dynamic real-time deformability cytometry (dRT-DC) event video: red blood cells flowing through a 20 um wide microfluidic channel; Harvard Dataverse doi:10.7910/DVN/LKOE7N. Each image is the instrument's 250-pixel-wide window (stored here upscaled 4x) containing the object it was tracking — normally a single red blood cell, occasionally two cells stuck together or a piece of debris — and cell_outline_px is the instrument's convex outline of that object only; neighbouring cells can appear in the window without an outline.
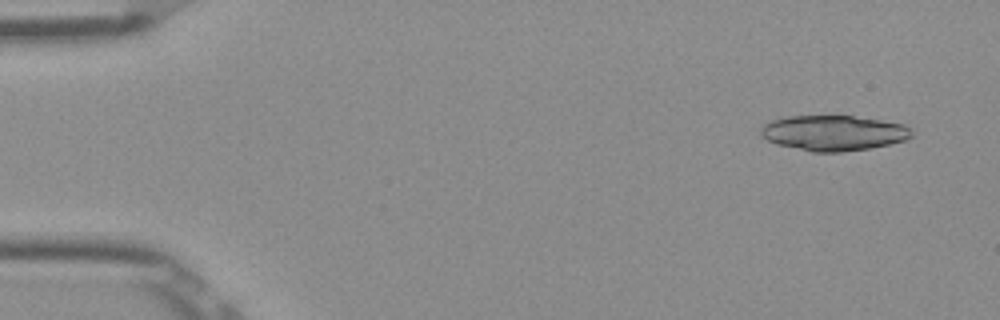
{"species": "Egyptian fruit bat (a non-hibernating species)", "species_latin": "Rousettus aegyptiacus", "temperature_condition": "room temperature", "stored_images_in_passage": 16, "camera_frame_rate_fps": 3000, "um_per_image_px": 0.085, "frame": {"image": 1, "passage_image": 3, "time_ms": 0.667, "image_size_px": [1000, 320], "cell_outline_px": [[912, 136], [908, 140], [868, 148], [840, 152], [812, 152], [776, 144], [760, 136], [760, 128], [768, 120], [788, 116], [852, 116], [880, 120], [904, 124], [912, 128]], "centroid_in_image_um": [70.83, 11.3], "position_along_channel_um": 14.2, "area_um2": 31.21}}
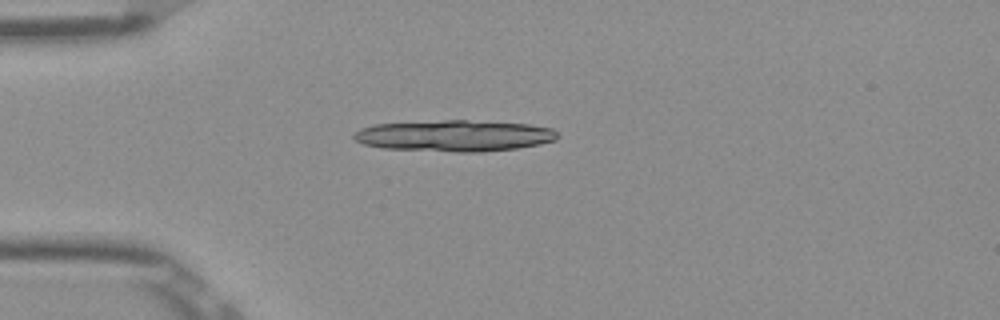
{"frame": {"image": 2, "passage_image": 13, "time_ms": 4.0, "image_size_px": [1000, 320], "cell_outline_px": [[560, 136], [556, 140], [540, 144], [516, 148], [480, 152], [456, 152], [384, 148], [364, 144], [356, 140], [352, 136], [360, 128], [372, 124], [444, 120], [468, 120], [528, 124], [552, 128]], "centroid_in_image_um": [38.63, 11.53], "position_along_channel_um": 46.4, "area_um2": 37.22}}